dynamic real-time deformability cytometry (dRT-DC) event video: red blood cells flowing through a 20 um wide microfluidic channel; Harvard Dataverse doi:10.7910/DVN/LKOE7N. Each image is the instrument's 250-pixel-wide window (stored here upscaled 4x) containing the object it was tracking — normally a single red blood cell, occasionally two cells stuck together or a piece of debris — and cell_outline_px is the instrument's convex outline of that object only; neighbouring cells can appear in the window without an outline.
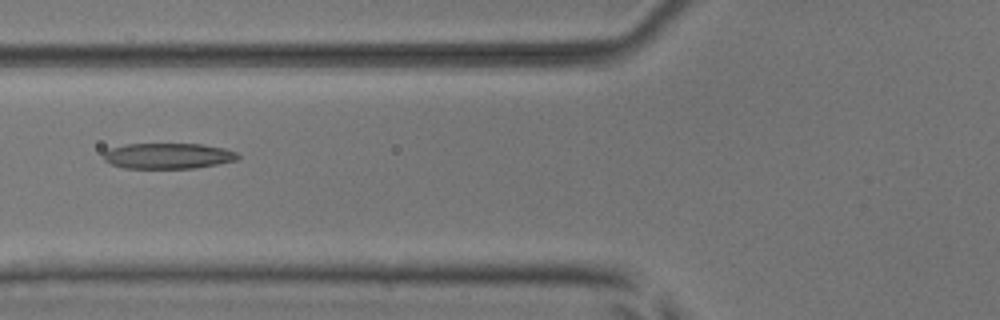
{"species": "common noctule bat (a hibernating species)", "species_latin": "Nyctalus noctula", "temperature_condition": "room temperature", "stored_images_in_passage": 6, "camera_frame_rate_fps": 3000, "um_per_image_px": 0.085, "animal": {"sex": "male", "body_mass_g": 17.9, "forearm_length_mm": 54.2}, "frame": {"image": 1, "passage_image": 6, "time_ms": 5.667, "image_size_px": [1000, 320], "cell_outline_px": [[240, 156], [236, 160], [196, 168], [124, 168], [112, 164], [104, 160], [104, 152], [108, 148], [124, 144], [204, 144], [224, 148], [236, 152]], "centroid_in_image_um": [14.27, 13.24], "position_along_channel_um": 111.5, "area_um2": 20.11}}